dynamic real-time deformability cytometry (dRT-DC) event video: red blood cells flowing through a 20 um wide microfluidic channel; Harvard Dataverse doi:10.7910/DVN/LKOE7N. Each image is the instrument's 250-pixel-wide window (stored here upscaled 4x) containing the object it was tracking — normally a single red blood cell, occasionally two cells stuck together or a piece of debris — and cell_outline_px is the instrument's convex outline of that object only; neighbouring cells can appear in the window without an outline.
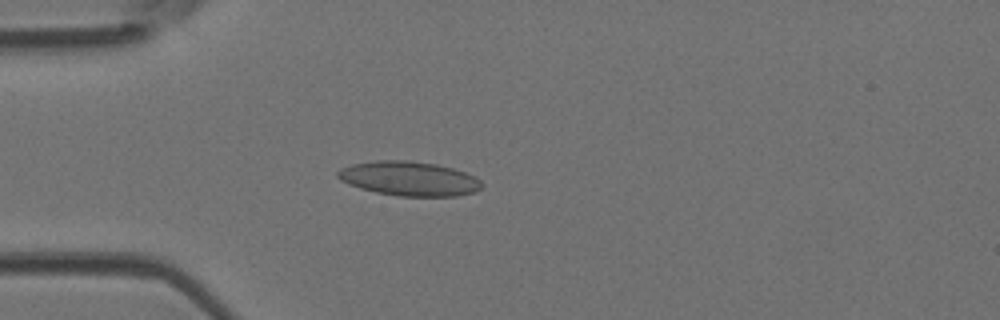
{"species": "Egyptian fruit bat (a non-hibernating species)", "species_latin": "Rousettus aegyptiacus", "temperature_condition": "room temperature", "stored_images_in_passage": 37, "camera_frame_rate_fps": 3000, "um_per_image_px": 0.085, "animal": {"sex": "female"}, "frame": {"image": 1, "passage_image": 2, "time_ms": 0.333, "image_size_px": [1000, 320], "cell_outline_px": [[484, 184], [476, 192], [456, 196], [400, 196], [376, 192], [360, 188], [348, 184], [340, 180], [336, 176], [336, 172], [340, 168], [352, 164], [376, 160], [408, 160], [436, 164], [452, 168], [476, 176]], "centroid_in_image_um": [34.77, 15.18], "position_along_channel_um": 50.2, "area_um2": 29.02}}
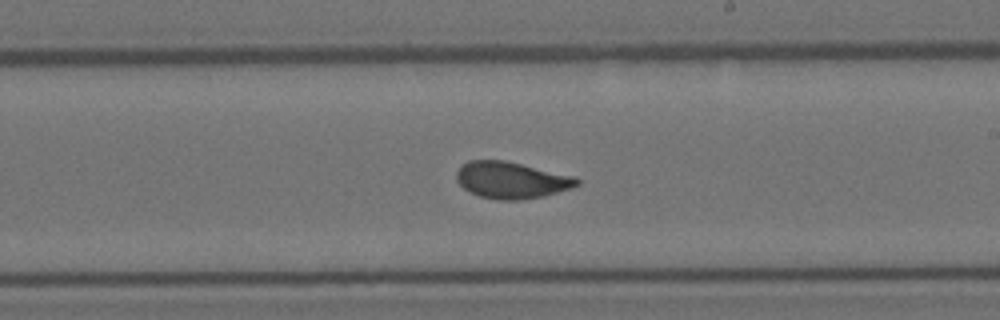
{"frame": {"image": 2, "passage_image": 17, "time_ms": 5.333, "image_size_px": [1000, 320], "cell_outline_px": [[580, 184], [572, 188], [544, 196], [520, 200], [496, 200], [480, 196], [468, 192], [456, 180], [456, 172], [468, 160], [504, 160], [576, 176], [580, 180]], "centroid_in_image_um": [43.49, 15.31], "position_along_channel_um": 245.5, "area_um2": 25.89}}
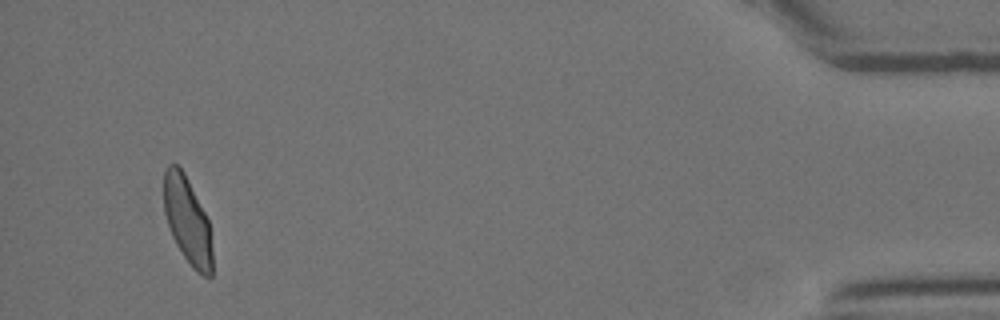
{"frame": {"image": 3, "passage_image": 35, "time_ms": 11.333, "image_size_px": [1000, 320], "cell_outline_px": [[212, 276], [204, 276], [196, 272], [192, 268], [176, 244], [172, 236], [164, 212], [164, 168], [168, 164], [176, 164], [184, 172], [208, 220], [212, 248]], "centroid_in_image_um": [15.92, 18.75], "position_along_channel_um": 419.3, "area_um2": 24.33}, "authors_computed_cell_mechanics": {"area_um2": 25.4898, "velocity_mm_per_s": 4.1481, "shape_relaxation_time_tau1_ms": 4.905, "shape_relaxation_time_tau2_ms": 0.8718, "deformation_change_tau1": 0.1389, "deformation_change_tau2": 0.0483}}